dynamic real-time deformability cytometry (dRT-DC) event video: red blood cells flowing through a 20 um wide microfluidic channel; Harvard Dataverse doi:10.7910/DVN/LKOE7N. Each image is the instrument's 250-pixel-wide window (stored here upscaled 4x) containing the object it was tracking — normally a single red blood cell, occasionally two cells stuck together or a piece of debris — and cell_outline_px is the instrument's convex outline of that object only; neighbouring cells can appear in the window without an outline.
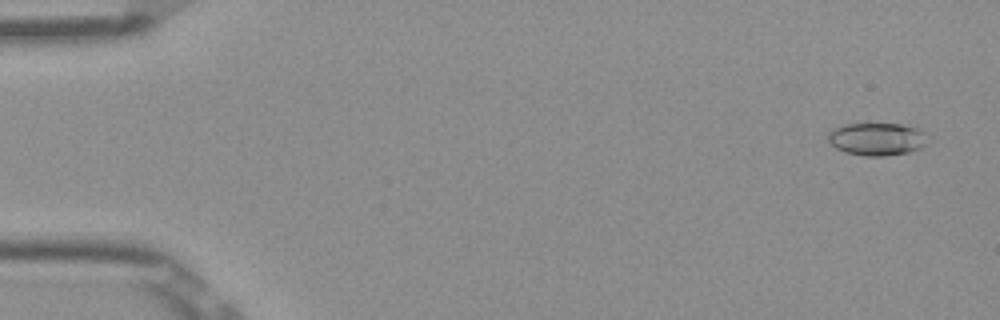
{"species": "Egyptian fruit bat (a non-hibernating species)", "species_latin": "Rousettus aegyptiacus", "temperature_condition": "room temperature", "stored_images_in_passage": 53, "camera_frame_rate_fps": 3000, "um_per_image_px": 0.085, "frame": {"image": 1, "passage_image": 3, "time_ms": 0.667, "image_size_px": [1000, 320], "cell_outline_px": [[924, 144], [920, 148], [908, 152], [884, 156], [864, 156], [844, 152], [828, 144], [828, 132], [832, 128], [844, 124], [900, 124], [920, 128], [924, 132]], "centroid_in_image_um": [74.46, 11.82], "position_along_channel_um": 10.5, "area_um2": 19.02}}
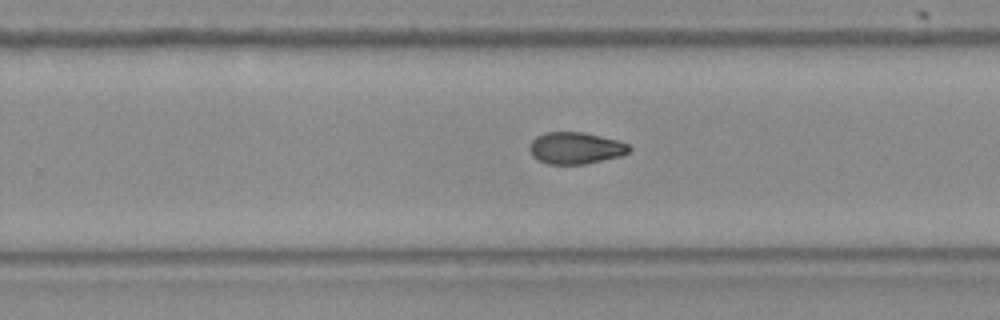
{"frame": {"image": 2, "passage_image": 34, "time_ms": 11.0, "image_size_px": [1000, 320], "cell_outline_px": [[632, 148], [624, 156], [584, 164], [548, 164], [532, 156], [528, 148], [532, 140], [536, 136], [544, 132], [584, 132], [620, 140], [628, 144]], "centroid_in_image_um": [48.95, 12.58], "position_along_channel_um": 280.8, "area_um2": 18.73}}
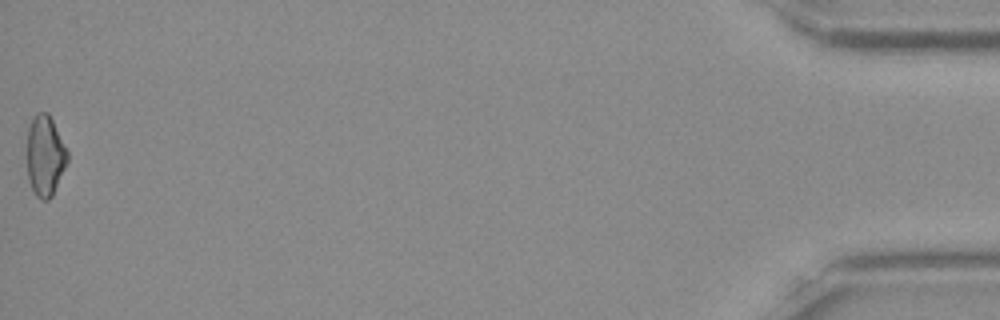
{"frame": {"image": 3, "passage_image": 53, "time_ms": 17.333, "image_size_px": [1000, 320], "cell_outline_px": [[68, 160], [52, 196], [48, 200], [40, 200], [36, 196], [28, 180], [28, 128], [36, 112], [48, 112], [68, 152]], "centroid_in_image_um": [3.83, 13.25], "position_along_channel_um": 431.4, "area_um2": 18.73}, "authors_computed_cell_mechanics": {"area_um2": 18.7272, "velocity_mm_per_s": 3.9052, "shape_relaxation_time_tau1_ms": null, "shape_relaxation_time_tau2_ms": 4.1954, "deformation_change_tau1": null, "deformation_change_tau2": 0.0788}}